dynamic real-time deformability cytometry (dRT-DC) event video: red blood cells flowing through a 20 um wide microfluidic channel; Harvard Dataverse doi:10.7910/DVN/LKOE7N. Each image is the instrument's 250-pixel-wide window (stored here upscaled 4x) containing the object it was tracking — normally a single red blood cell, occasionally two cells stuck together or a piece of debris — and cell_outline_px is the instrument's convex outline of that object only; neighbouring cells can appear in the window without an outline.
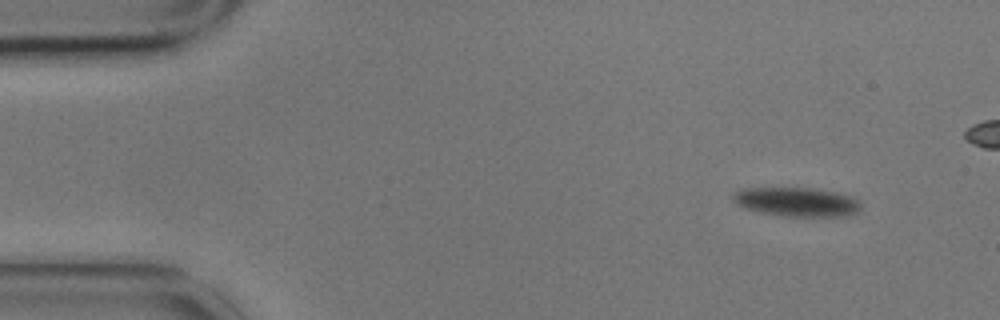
{"species": "common noctule bat (a hibernating species)", "species_latin": "Nyctalus noctula", "temperature_condition": "cold", "stored_images_in_passage": 5, "camera_frame_rate_fps": 3000, "um_per_image_px": 0.085, "animal": {"sex": "male", "body_mass_g": 17.9}, "frame": {"image": 1, "passage_image": 1, "time_ms": 0.0, "image_size_px": [1000, 320], "cell_outline_px": [[860, 208], [856, 212], [848, 216], [784, 216], [760, 212], [744, 208], [736, 204], [732, 200], [732, 192], [740, 188], [812, 188], [836, 192], [852, 196], [860, 200]], "centroid_in_image_um": [67.69, 17.15], "position_along_channel_um": 17.3, "area_um2": 21.85}}